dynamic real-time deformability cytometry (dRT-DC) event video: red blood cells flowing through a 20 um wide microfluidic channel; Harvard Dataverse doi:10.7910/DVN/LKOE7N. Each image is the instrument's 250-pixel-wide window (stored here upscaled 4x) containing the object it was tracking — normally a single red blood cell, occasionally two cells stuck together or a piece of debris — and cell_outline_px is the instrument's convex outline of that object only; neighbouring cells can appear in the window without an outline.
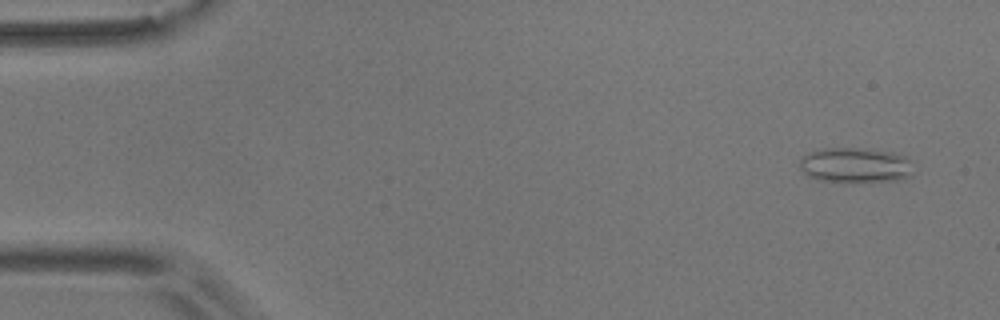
{"species": "common noctule bat (a hibernating species)", "species_latin": "Nyctalus noctula", "temperature_condition": "room temperature", "stored_images_in_passage": 54, "camera_frame_rate_fps": 3000, "um_per_image_px": 0.085, "animal": {"sex": "male", "body_mass_g": 17.9}, "frame": {"image": 1, "passage_image": 3, "time_ms": 0.667, "image_size_px": [1000, 320], "cell_outline_px": [[912, 176], [900, 180], [820, 180], [808, 176], [800, 168], [800, 160], [808, 152], [824, 148], [856, 148], [892, 152], [904, 156], [908, 160], [912, 172]], "centroid_in_image_um": [72.68, 14.01], "position_along_channel_um": 12.3, "area_um2": 22.54}}
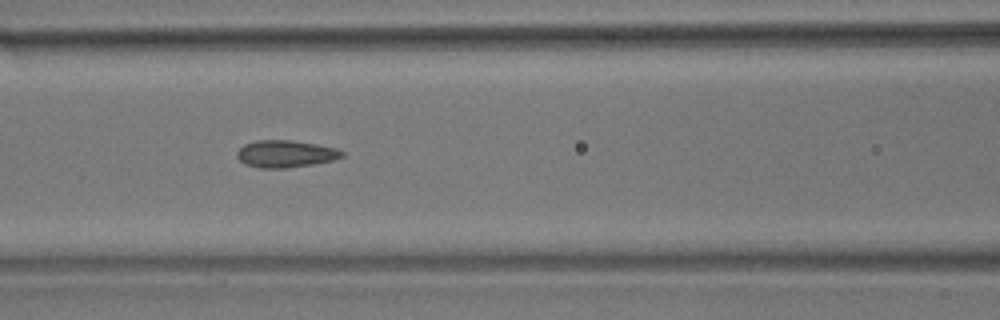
{"frame": {"image": 2, "passage_image": 23, "time_ms": 7.333, "image_size_px": [1000, 320], "cell_outline_px": [[344, 156], [332, 160], [312, 164], [284, 168], [260, 168], [244, 164], [236, 156], [236, 152], [244, 144], [256, 140], [292, 140], [316, 144], [336, 148], [344, 152]], "centroid_in_image_um": [24.24, 13.07], "position_along_channel_um": 142.4, "area_um2": 16.59}}
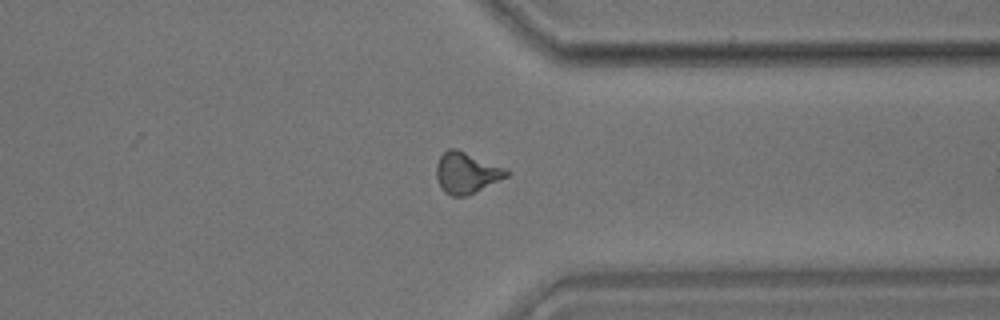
{"frame": {"image": 3, "passage_image": 42, "time_ms": 13.667, "image_size_px": [1000, 320], "cell_outline_px": [[512, 172], [508, 176], [468, 196], [452, 196], [444, 192], [436, 176], [436, 164], [440, 156], [448, 148], [456, 148], [504, 168]], "centroid_in_image_um": [39.64, 14.7], "position_along_channel_um": 371.8, "area_um2": 16.7}, "authors_computed_cell_mechanics": {"area_um2": 16.2996, "velocity_mm_per_s": 3.6539, "shape_relaxation_time_tau1_ms": null, "shape_relaxation_time_tau2_ms": 1.9085, "deformation_change_tau1": null, "deformation_change_tau2": 0.0774}}